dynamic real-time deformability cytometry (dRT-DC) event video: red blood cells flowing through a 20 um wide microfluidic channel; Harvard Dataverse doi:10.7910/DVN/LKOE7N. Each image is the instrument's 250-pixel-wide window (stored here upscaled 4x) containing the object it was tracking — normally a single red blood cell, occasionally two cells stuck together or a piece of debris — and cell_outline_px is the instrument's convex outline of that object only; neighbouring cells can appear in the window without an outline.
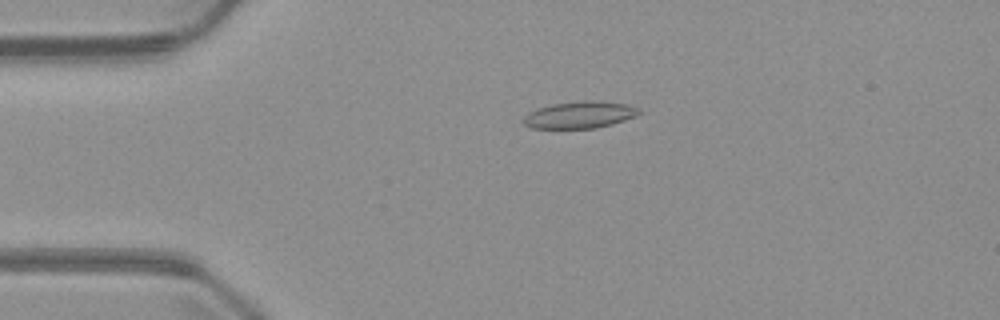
{"species": "common noctule bat (a hibernating species)", "species_latin": "Nyctalus noctula", "temperature_condition": "warm", "stored_images_in_passage": 4, "camera_frame_rate_fps": 3000, "um_per_image_px": 0.085, "animal": {"sex": "male", "body_mass_g": 23.1, "forearm_length_mm": 52.7}, "frame": {"image": 1, "passage_image": 3, "time_ms": 2.333, "image_size_px": [1000, 320], "cell_outline_px": [[640, 112], [636, 116], [612, 124], [596, 128], [532, 128], [524, 124], [524, 116], [528, 112], [552, 104], [588, 100], [592, 100], [628, 104], [640, 108]], "centroid_in_image_um": [49.3, 9.76], "position_along_channel_um": 35.7, "area_um2": 17.98}}